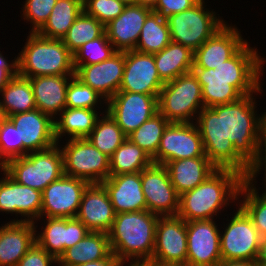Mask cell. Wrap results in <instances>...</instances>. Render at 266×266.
Segmentation results:
<instances>
[{"mask_svg": "<svg viewBox=\"0 0 266 266\" xmlns=\"http://www.w3.org/2000/svg\"><path fill=\"white\" fill-rule=\"evenodd\" d=\"M262 85L260 82L255 93L236 102L204 107L195 121L210 162L217 169L234 170L245 179L256 158L260 130L256 96L263 93Z\"/></svg>", "mask_w": 266, "mask_h": 266, "instance_id": "cell-1", "label": "cell"}, {"mask_svg": "<svg viewBox=\"0 0 266 266\" xmlns=\"http://www.w3.org/2000/svg\"><path fill=\"white\" fill-rule=\"evenodd\" d=\"M247 42L233 57L215 69L192 67L201 85L204 107L229 104L255 93L262 80L266 58Z\"/></svg>", "mask_w": 266, "mask_h": 266, "instance_id": "cell-2", "label": "cell"}, {"mask_svg": "<svg viewBox=\"0 0 266 266\" xmlns=\"http://www.w3.org/2000/svg\"><path fill=\"white\" fill-rule=\"evenodd\" d=\"M245 180L234 170L217 169L197 187L179 196L177 216L186 222L217 219L225 207L238 201L239 189Z\"/></svg>", "mask_w": 266, "mask_h": 266, "instance_id": "cell-3", "label": "cell"}, {"mask_svg": "<svg viewBox=\"0 0 266 266\" xmlns=\"http://www.w3.org/2000/svg\"><path fill=\"white\" fill-rule=\"evenodd\" d=\"M158 219L148 210L116 214L107 233L111 252L125 265L150 261Z\"/></svg>", "mask_w": 266, "mask_h": 266, "instance_id": "cell-4", "label": "cell"}, {"mask_svg": "<svg viewBox=\"0 0 266 266\" xmlns=\"http://www.w3.org/2000/svg\"><path fill=\"white\" fill-rule=\"evenodd\" d=\"M26 40L17 54L20 76L75 75L74 56L62 39H48L29 32Z\"/></svg>", "mask_w": 266, "mask_h": 266, "instance_id": "cell-5", "label": "cell"}, {"mask_svg": "<svg viewBox=\"0 0 266 266\" xmlns=\"http://www.w3.org/2000/svg\"><path fill=\"white\" fill-rule=\"evenodd\" d=\"M1 168L17 183L41 192L64 175L63 155L59 144L11 159Z\"/></svg>", "mask_w": 266, "mask_h": 266, "instance_id": "cell-6", "label": "cell"}, {"mask_svg": "<svg viewBox=\"0 0 266 266\" xmlns=\"http://www.w3.org/2000/svg\"><path fill=\"white\" fill-rule=\"evenodd\" d=\"M204 108L201 85L193 72L164 83L158 97V111L170 123H194Z\"/></svg>", "mask_w": 266, "mask_h": 266, "instance_id": "cell-7", "label": "cell"}, {"mask_svg": "<svg viewBox=\"0 0 266 266\" xmlns=\"http://www.w3.org/2000/svg\"><path fill=\"white\" fill-rule=\"evenodd\" d=\"M206 6L205 0H200L192 8L167 17L171 41L195 52L227 23Z\"/></svg>", "mask_w": 266, "mask_h": 266, "instance_id": "cell-8", "label": "cell"}, {"mask_svg": "<svg viewBox=\"0 0 266 266\" xmlns=\"http://www.w3.org/2000/svg\"><path fill=\"white\" fill-rule=\"evenodd\" d=\"M59 145L63 155L64 175L89 184H101L109 177L110 157L98 150L87 138L69 139Z\"/></svg>", "mask_w": 266, "mask_h": 266, "instance_id": "cell-9", "label": "cell"}, {"mask_svg": "<svg viewBox=\"0 0 266 266\" xmlns=\"http://www.w3.org/2000/svg\"><path fill=\"white\" fill-rule=\"evenodd\" d=\"M235 206L238 208L230 213V218L227 216L226 226L224 223L220 227L223 228L220 231L222 261H256L262 237L246 212L239 205Z\"/></svg>", "mask_w": 266, "mask_h": 266, "instance_id": "cell-10", "label": "cell"}, {"mask_svg": "<svg viewBox=\"0 0 266 266\" xmlns=\"http://www.w3.org/2000/svg\"><path fill=\"white\" fill-rule=\"evenodd\" d=\"M186 221L179 216H159L155 244L150 261L161 265L186 266Z\"/></svg>", "mask_w": 266, "mask_h": 266, "instance_id": "cell-11", "label": "cell"}, {"mask_svg": "<svg viewBox=\"0 0 266 266\" xmlns=\"http://www.w3.org/2000/svg\"><path fill=\"white\" fill-rule=\"evenodd\" d=\"M196 157H207L196 123H169L153 163L166 165L169 161Z\"/></svg>", "mask_w": 266, "mask_h": 266, "instance_id": "cell-12", "label": "cell"}, {"mask_svg": "<svg viewBox=\"0 0 266 266\" xmlns=\"http://www.w3.org/2000/svg\"><path fill=\"white\" fill-rule=\"evenodd\" d=\"M158 97L119 91L107 101L106 111L128 136L158 112Z\"/></svg>", "mask_w": 266, "mask_h": 266, "instance_id": "cell-13", "label": "cell"}, {"mask_svg": "<svg viewBox=\"0 0 266 266\" xmlns=\"http://www.w3.org/2000/svg\"><path fill=\"white\" fill-rule=\"evenodd\" d=\"M89 183L63 175L42 191L41 217L76 218L81 198Z\"/></svg>", "mask_w": 266, "mask_h": 266, "instance_id": "cell-14", "label": "cell"}, {"mask_svg": "<svg viewBox=\"0 0 266 266\" xmlns=\"http://www.w3.org/2000/svg\"><path fill=\"white\" fill-rule=\"evenodd\" d=\"M141 183L149 212L159 216L177 215L179 195L165 165L152 163L146 167L141 171Z\"/></svg>", "mask_w": 266, "mask_h": 266, "instance_id": "cell-15", "label": "cell"}, {"mask_svg": "<svg viewBox=\"0 0 266 266\" xmlns=\"http://www.w3.org/2000/svg\"><path fill=\"white\" fill-rule=\"evenodd\" d=\"M214 219L187 221L186 266H217L221 261L220 229Z\"/></svg>", "mask_w": 266, "mask_h": 266, "instance_id": "cell-16", "label": "cell"}, {"mask_svg": "<svg viewBox=\"0 0 266 266\" xmlns=\"http://www.w3.org/2000/svg\"><path fill=\"white\" fill-rule=\"evenodd\" d=\"M0 172L4 175L0 176V213L15 214L17 218L10 222H35L41 218L42 192L17 183L2 168Z\"/></svg>", "mask_w": 266, "mask_h": 266, "instance_id": "cell-17", "label": "cell"}, {"mask_svg": "<svg viewBox=\"0 0 266 266\" xmlns=\"http://www.w3.org/2000/svg\"><path fill=\"white\" fill-rule=\"evenodd\" d=\"M40 220L41 222L44 221V226L38 232L36 223ZM34 223L36 243L57 260L66 249L75 246L90 232L77 218L41 217Z\"/></svg>", "mask_w": 266, "mask_h": 266, "instance_id": "cell-18", "label": "cell"}, {"mask_svg": "<svg viewBox=\"0 0 266 266\" xmlns=\"http://www.w3.org/2000/svg\"><path fill=\"white\" fill-rule=\"evenodd\" d=\"M161 81L153 54L125 51V65L119 91L159 96Z\"/></svg>", "mask_w": 266, "mask_h": 266, "instance_id": "cell-19", "label": "cell"}, {"mask_svg": "<svg viewBox=\"0 0 266 266\" xmlns=\"http://www.w3.org/2000/svg\"><path fill=\"white\" fill-rule=\"evenodd\" d=\"M124 65L125 52L117 51L100 63L79 66L75 70V77L108 101L119 92Z\"/></svg>", "mask_w": 266, "mask_h": 266, "instance_id": "cell-20", "label": "cell"}, {"mask_svg": "<svg viewBox=\"0 0 266 266\" xmlns=\"http://www.w3.org/2000/svg\"><path fill=\"white\" fill-rule=\"evenodd\" d=\"M7 118L21 128L22 156L57 144L54 119L37 108Z\"/></svg>", "mask_w": 266, "mask_h": 266, "instance_id": "cell-21", "label": "cell"}, {"mask_svg": "<svg viewBox=\"0 0 266 266\" xmlns=\"http://www.w3.org/2000/svg\"><path fill=\"white\" fill-rule=\"evenodd\" d=\"M240 31L236 24L226 23L194 52V65L197 68L215 69L233 57L248 42Z\"/></svg>", "mask_w": 266, "mask_h": 266, "instance_id": "cell-22", "label": "cell"}, {"mask_svg": "<svg viewBox=\"0 0 266 266\" xmlns=\"http://www.w3.org/2000/svg\"><path fill=\"white\" fill-rule=\"evenodd\" d=\"M116 213L102 184H89L84 190L76 218L91 232L108 233Z\"/></svg>", "mask_w": 266, "mask_h": 266, "instance_id": "cell-23", "label": "cell"}, {"mask_svg": "<svg viewBox=\"0 0 266 266\" xmlns=\"http://www.w3.org/2000/svg\"><path fill=\"white\" fill-rule=\"evenodd\" d=\"M152 9L136 4L124 7L123 12L105 25V33L119 52L135 50L145 19Z\"/></svg>", "mask_w": 266, "mask_h": 266, "instance_id": "cell-24", "label": "cell"}, {"mask_svg": "<svg viewBox=\"0 0 266 266\" xmlns=\"http://www.w3.org/2000/svg\"><path fill=\"white\" fill-rule=\"evenodd\" d=\"M101 184L107 190L116 214L147 210L141 172L109 176Z\"/></svg>", "mask_w": 266, "mask_h": 266, "instance_id": "cell-25", "label": "cell"}, {"mask_svg": "<svg viewBox=\"0 0 266 266\" xmlns=\"http://www.w3.org/2000/svg\"><path fill=\"white\" fill-rule=\"evenodd\" d=\"M34 222H10L0 226V266H17L36 242Z\"/></svg>", "mask_w": 266, "mask_h": 266, "instance_id": "cell-26", "label": "cell"}, {"mask_svg": "<svg viewBox=\"0 0 266 266\" xmlns=\"http://www.w3.org/2000/svg\"><path fill=\"white\" fill-rule=\"evenodd\" d=\"M73 76L75 75L29 78L36 108L55 119L66 108L67 86Z\"/></svg>", "mask_w": 266, "mask_h": 266, "instance_id": "cell-27", "label": "cell"}, {"mask_svg": "<svg viewBox=\"0 0 266 266\" xmlns=\"http://www.w3.org/2000/svg\"><path fill=\"white\" fill-rule=\"evenodd\" d=\"M165 166L179 196L197 187L217 170L207 157L169 161Z\"/></svg>", "mask_w": 266, "mask_h": 266, "instance_id": "cell-28", "label": "cell"}, {"mask_svg": "<svg viewBox=\"0 0 266 266\" xmlns=\"http://www.w3.org/2000/svg\"><path fill=\"white\" fill-rule=\"evenodd\" d=\"M101 112L99 109L66 107L54 119L57 144L62 143L60 141L63 140V137H65V141L66 138L67 140L87 138L95 127L98 118L103 114Z\"/></svg>", "mask_w": 266, "mask_h": 266, "instance_id": "cell-29", "label": "cell"}, {"mask_svg": "<svg viewBox=\"0 0 266 266\" xmlns=\"http://www.w3.org/2000/svg\"><path fill=\"white\" fill-rule=\"evenodd\" d=\"M111 253L108 234L88 232L75 246L65 250L58 266H76L106 258Z\"/></svg>", "mask_w": 266, "mask_h": 266, "instance_id": "cell-30", "label": "cell"}, {"mask_svg": "<svg viewBox=\"0 0 266 266\" xmlns=\"http://www.w3.org/2000/svg\"><path fill=\"white\" fill-rule=\"evenodd\" d=\"M153 55L159 77L163 83L191 72L194 65V52L173 41Z\"/></svg>", "mask_w": 266, "mask_h": 266, "instance_id": "cell-31", "label": "cell"}, {"mask_svg": "<svg viewBox=\"0 0 266 266\" xmlns=\"http://www.w3.org/2000/svg\"><path fill=\"white\" fill-rule=\"evenodd\" d=\"M1 117H9L36 109L34 92L29 78L13 76L0 91ZM2 99V100H1Z\"/></svg>", "mask_w": 266, "mask_h": 266, "instance_id": "cell-32", "label": "cell"}, {"mask_svg": "<svg viewBox=\"0 0 266 266\" xmlns=\"http://www.w3.org/2000/svg\"><path fill=\"white\" fill-rule=\"evenodd\" d=\"M82 11L80 0H57L48 21L37 33L48 39H63Z\"/></svg>", "mask_w": 266, "mask_h": 266, "instance_id": "cell-33", "label": "cell"}, {"mask_svg": "<svg viewBox=\"0 0 266 266\" xmlns=\"http://www.w3.org/2000/svg\"><path fill=\"white\" fill-rule=\"evenodd\" d=\"M258 181L245 180L238 193L237 205H239L250 217L253 225L262 238L266 237V181L264 190L259 194L260 187H256ZM255 184V185H254ZM240 197L242 199H240Z\"/></svg>", "mask_w": 266, "mask_h": 266, "instance_id": "cell-34", "label": "cell"}, {"mask_svg": "<svg viewBox=\"0 0 266 266\" xmlns=\"http://www.w3.org/2000/svg\"><path fill=\"white\" fill-rule=\"evenodd\" d=\"M170 42L167 19L152 11L145 19L135 50L154 54L160 52Z\"/></svg>", "mask_w": 266, "mask_h": 266, "instance_id": "cell-35", "label": "cell"}, {"mask_svg": "<svg viewBox=\"0 0 266 266\" xmlns=\"http://www.w3.org/2000/svg\"><path fill=\"white\" fill-rule=\"evenodd\" d=\"M152 163V158L127 138L110 157L109 176L141 172Z\"/></svg>", "mask_w": 266, "mask_h": 266, "instance_id": "cell-36", "label": "cell"}, {"mask_svg": "<svg viewBox=\"0 0 266 266\" xmlns=\"http://www.w3.org/2000/svg\"><path fill=\"white\" fill-rule=\"evenodd\" d=\"M103 115V116H102ZM87 139L102 153L111 157L127 139L116 121L108 114H101Z\"/></svg>", "mask_w": 266, "mask_h": 266, "instance_id": "cell-37", "label": "cell"}, {"mask_svg": "<svg viewBox=\"0 0 266 266\" xmlns=\"http://www.w3.org/2000/svg\"><path fill=\"white\" fill-rule=\"evenodd\" d=\"M169 123L158 111L128 135L127 138L144 150L153 160L156 157L163 132Z\"/></svg>", "mask_w": 266, "mask_h": 266, "instance_id": "cell-38", "label": "cell"}, {"mask_svg": "<svg viewBox=\"0 0 266 266\" xmlns=\"http://www.w3.org/2000/svg\"><path fill=\"white\" fill-rule=\"evenodd\" d=\"M104 33L105 26L96 18L82 11L62 41L68 50L74 54L85 43L101 37Z\"/></svg>", "mask_w": 266, "mask_h": 266, "instance_id": "cell-39", "label": "cell"}, {"mask_svg": "<svg viewBox=\"0 0 266 266\" xmlns=\"http://www.w3.org/2000/svg\"><path fill=\"white\" fill-rule=\"evenodd\" d=\"M106 105L107 101L90 86L83 84L75 76L70 79L69 84L67 86L66 107L85 109L102 108L103 113H105Z\"/></svg>", "mask_w": 266, "mask_h": 266, "instance_id": "cell-40", "label": "cell"}, {"mask_svg": "<svg viewBox=\"0 0 266 266\" xmlns=\"http://www.w3.org/2000/svg\"><path fill=\"white\" fill-rule=\"evenodd\" d=\"M117 51L108 40L106 33L81 46L74 54L75 70L81 65L97 64L109 59Z\"/></svg>", "mask_w": 266, "mask_h": 266, "instance_id": "cell-41", "label": "cell"}, {"mask_svg": "<svg viewBox=\"0 0 266 266\" xmlns=\"http://www.w3.org/2000/svg\"><path fill=\"white\" fill-rule=\"evenodd\" d=\"M22 157L21 128L8 118H0V168L9 160Z\"/></svg>", "mask_w": 266, "mask_h": 266, "instance_id": "cell-42", "label": "cell"}, {"mask_svg": "<svg viewBox=\"0 0 266 266\" xmlns=\"http://www.w3.org/2000/svg\"><path fill=\"white\" fill-rule=\"evenodd\" d=\"M57 0H25L22 6L21 19L30 23L31 33H37L48 21Z\"/></svg>", "mask_w": 266, "mask_h": 266, "instance_id": "cell-43", "label": "cell"}, {"mask_svg": "<svg viewBox=\"0 0 266 266\" xmlns=\"http://www.w3.org/2000/svg\"><path fill=\"white\" fill-rule=\"evenodd\" d=\"M125 5L119 0H85L83 11L96 18L104 26L117 18L124 10Z\"/></svg>", "mask_w": 266, "mask_h": 266, "instance_id": "cell-44", "label": "cell"}, {"mask_svg": "<svg viewBox=\"0 0 266 266\" xmlns=\"http://www.w3.org/2000/svg\"><path fill=\"white\" fill-rule=\"evenodd\" d=\"M264 171V180L266 181V128H260L258 146L256 150V158L249 165V176L247 180L255 181L257 176L263 174Z\"/></svg>", "mask_w": 266, "mask_h": 266, "instance_id": "cell-45", "label": "cell"}, {"mask_svg": "<svg viewBox=\"0 0 266 266\" xmlns=\"http://www.w3.org/2000/svg\"><path fill=\"white\" fill-rule=\"evenodd\" d=\"M54 264H58V260L35 242L17 266H52Z\"/></svg>", "mask_w": 266, "mask_h": 266, "instance_id": "cell-46", "label": "cell"}, {"mask_svg": "<svg viewBox=\"0 0 266 266\" xmlns=\"http://www.w3.org/2000/svg\"><path fill=\"white\" fill-rule=\"evenodd\" d=\"M199 1L200 0H158L152 11L167 18L170 15L192 8Z\"/></svg>", "mask_w": 266, "mask_h": 266, "instance_id": "cell-47", "label": "cell"}, {"mask_svg": "<svg viewBox=\"0 0 266 266\" xmlns=\"http://www.w3.org/2000/svg\"><path fill=\"white\" fill-rule=\"evenodd\" d=\"M7 59L8 57H4L0 51V91L18 73L17 57L15 56L11 62Z\"/></svg>", "mask_w": 266, "mask_h": 266, "instance_id": "cell-48", "label": "cell"}, {"mask_svg": "<svg viewBox=\"0 0 266 266\" xmlns=\"http://www.w3.org/2000/svg\"><path fill=\"white\" fill-rule=\"evenodd\" d=\"M125 264L121 262L112 252L104 259L97 261L87 262L84 264H79L76 266H124Z\"/></svg>", "mask_w": 266, "mask_h": 266, "instance_id": "cell-49", "label": "cell"}, {"mask_svg": "<svg viewBox=\"0 0 266 266\" xmlns=\"http://www.w3.org/2000/svg\"><path fill=\"white\" fill-rule=\"evenodd\" d=\"M256 262L258 266H266V237L261 239Z\"/></svg>", "mask_w": 266, "mask_h": 266, "instance_id": "cell-50", "label": "cell"}, {"mask_svg": "<svg viewBox=\"0 0 266 266\" xmlns=\"http://www.w3.org/2000/svg\"><path fill=\"white\" fill-rule=\"evenodd\" d=\"M217 266H258L256 261H221Z\"/></svg>", "mask_w": 266, "mask_h": 266, "instance_id": "cell-51", "label": "cell"}, {"mask_svg": "<svg viewBox=\"0 0 266 266\" xmlns=\"http://www.w3.org/2000/svg\"><path fill=\"white\" fill-rule=\"evenodd\" d=\"M158 0H138V4L153 9Z\"/></svg>", "mask_w": 266, "mask_h": 266, "instance_id": "cell-52", "label": "cell"}, {"mask_svg": "<svg viewBox=\"0 0 266 266\" xmlns=\"http://www.w3.org/2000/svg\"><path fill=\"white\" fill-rule=\"evenodd\" d=\"M262 113H260V128H266V111L264 110Z\"/></svg>", "mask_w": 266, "mask_h": 266, "instance_id": "cell-53", "label": "cell"}, {"mask_svg": "<svg viewBox=\"0 0 266 266\" xmlns=\"http://www.w3.org/2000/svg\"><path fill=\"white\" fill-rule=\"evenodd\" d=\"M139 266H179V265H161V264H157L154 263L152 261H148V262H144V263H140L138 264Z\"/></svg>", "mask_w": 266, "mask_h": 266, "instance_id": "cell-54", "label": "cell"}, {"mask_svg": "<svg viewBox=\"0 0 266 266\" xmlns=\"http://www.w3.org/2000/svg\"><path fill=\"white\" fill-rule=\"evenodd\" d=\"M119 1L123 3L125 6L138 4V0H119Z\"/></svg>", "mask_w": 266, "mask_h": 266, "instance_id": "cell-55", "label": "cell"}]
</instances>
